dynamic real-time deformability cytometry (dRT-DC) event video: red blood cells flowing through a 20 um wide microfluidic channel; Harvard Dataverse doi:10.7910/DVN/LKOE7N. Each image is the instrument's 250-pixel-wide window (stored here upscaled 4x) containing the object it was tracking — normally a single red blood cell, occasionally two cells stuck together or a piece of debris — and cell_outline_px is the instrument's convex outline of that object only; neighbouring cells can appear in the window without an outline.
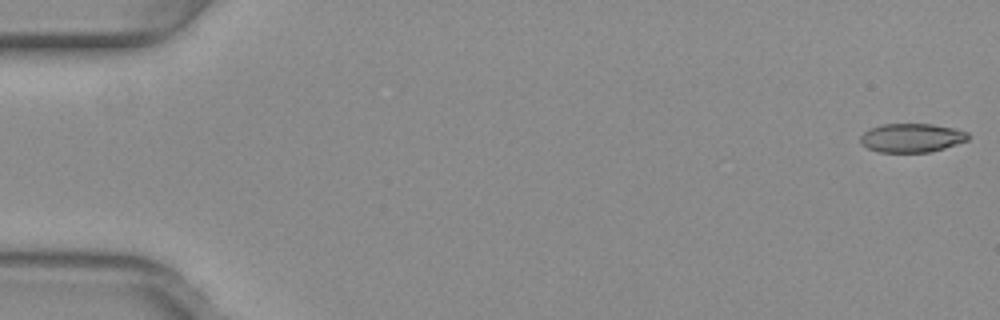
{"species": "common noctule bat (a hibernating species)", "species_latin": "Nyctalus noctula", "temperature_condition": "warm", "stored_images_in_passage": 52, "camera_frame_rate_fps": 3000, "um_per_image_px": 0.085, "animal": {"sex": "female", "body_mass_g": 29.2, "forearm_length_mm": 56.3}, "frame": {"image": 1, "passage_image": 1, "time_ms": 0.0, "image_size_px": [1000, 320], "cell_outline_px": [[968, 140], [944, 148], [928, 152], [880, 152], [868, 148], [860, 144], [860, 136], [868, 128], [880, 124], [932, 124], [952, 128], [968, 132]], "centroid_in_image_um": [77.44, 11.71], "position_along_channel_um": 7.6, "area_um2": 18.09}}
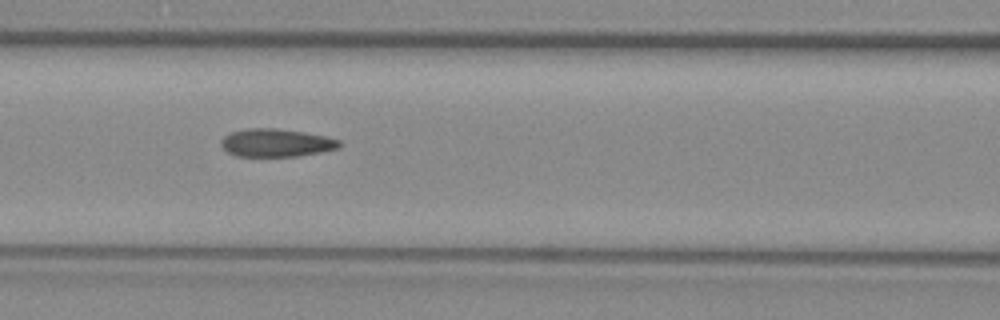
{"frame": {"image": 2, "passage_image": 23, "time_ms": 7.333, "image_size_px": [1000, 320], "cell_outline_px": [[340, 144], [336, 148], [320, 152], [296, 156], [236, 156], [228, 152], [220, 144], [220, 140], [224, 136], [232, 132], [248, 128], [276, 128], [304, 132], [324, 136], [340, 140]], "centroid_in_image_um": [23.43, 12.13], "position_along_channel_um": 143.2, "area_um2": 19.07}}
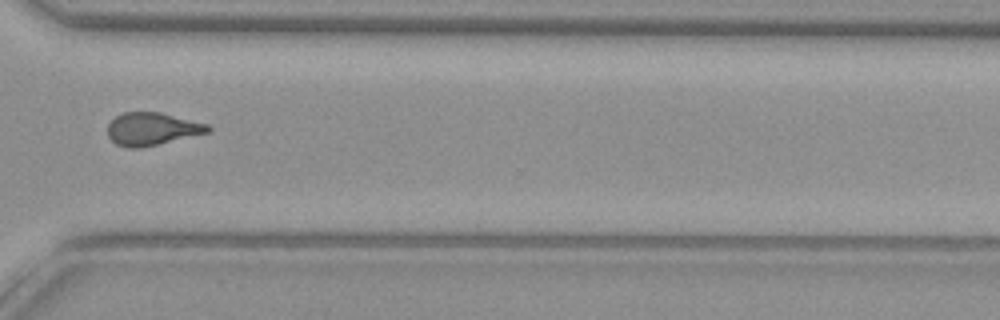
{"frame": {"image": 3, "passage_image": 39, "time_ms": 12.667, "image_size_px": [1000, 320], "cell_outline_px": [[212, 128], [208, 132], [140, 148], [128, 148], [116, 144], [108, 136], [108, 124], [116, 116], [124, 112], [160, 112], [208, 124]], "centroid_in_image_um": [12.9, 10.95], "position_along_channel_um": 357.7, "area_um2": 18.9}, "authors_computed_cell_mechanics": {"area_um2": 19.3052, "velocity_mm_per_s": 4.0319, "shape_relaxation_time_tau1_ms": 11.17, "shape_relaxation_time_tau2_ms": 2.0401, "deformation_change_tau1": 0.2899, "deformation_change_tau2": 0.1069}}